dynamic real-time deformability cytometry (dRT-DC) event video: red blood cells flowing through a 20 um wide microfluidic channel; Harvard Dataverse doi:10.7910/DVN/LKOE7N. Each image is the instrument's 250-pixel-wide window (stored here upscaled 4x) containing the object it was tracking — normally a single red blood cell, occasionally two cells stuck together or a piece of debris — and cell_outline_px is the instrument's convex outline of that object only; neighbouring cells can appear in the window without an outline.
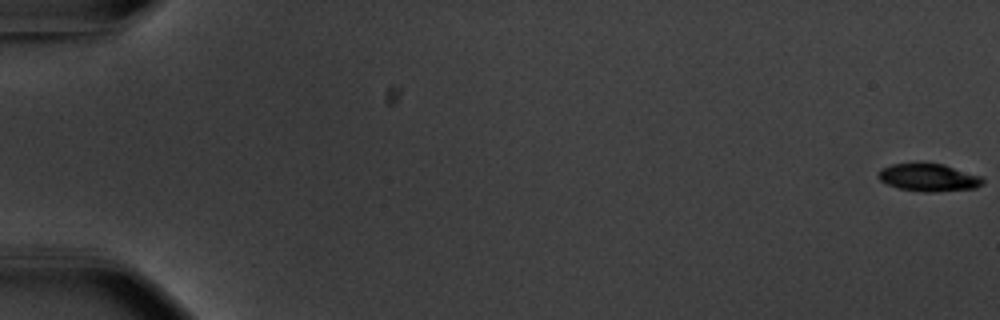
{"species": "common noctule bat (a hibernating species)", "species_latin": "Nyctalus noctula", "temperature_condition": "warm", "stored_images_in_passage": 18, "camera_frame_rate_fps": 3000, "um_per_image_px": 0.085, "animal": {"sex": "male", "body_mass_g": 20.1, "forearm_length_mm": 53.5}, "frame": {"image": 1, "passage_image": 1, "time_ms": 0.0, "image_size_px": [1000, 320], "cell_outline_px": [[984, 184], [976, 188], [932, 192], [924, 192], [896, 188], [880, 180], [880, 168], [892, 164], [944, 164], [980, 176], [984, 180]], "centroid_in_image_um": [78.96, 15.1], "position_along_channel_um": 6.0, "area_um2": 16.59}}
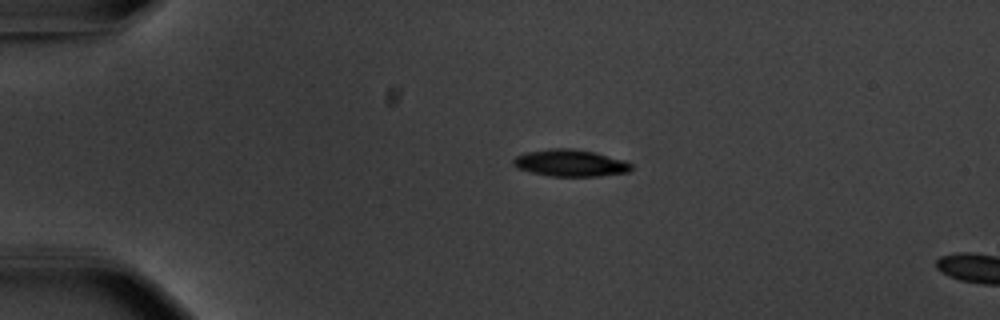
{"frame": {"image": 2, "passage_image": 14, "time_ms": 4.333, "image_size_px": [1000, 320], "cell_outline_px": [[632, 168], [628, 172], [600, 176], [548, 176], [516, 168], [512, 164], [512, 160], [516, 156], [524, 152], [552, 148], [572, 148], [596, 152], [624, 160], [632, 164]], "centroid_in_image_um": [48.46, 13.85], "position_along_channel_um": 36.5, "area_um2": 18.67}}